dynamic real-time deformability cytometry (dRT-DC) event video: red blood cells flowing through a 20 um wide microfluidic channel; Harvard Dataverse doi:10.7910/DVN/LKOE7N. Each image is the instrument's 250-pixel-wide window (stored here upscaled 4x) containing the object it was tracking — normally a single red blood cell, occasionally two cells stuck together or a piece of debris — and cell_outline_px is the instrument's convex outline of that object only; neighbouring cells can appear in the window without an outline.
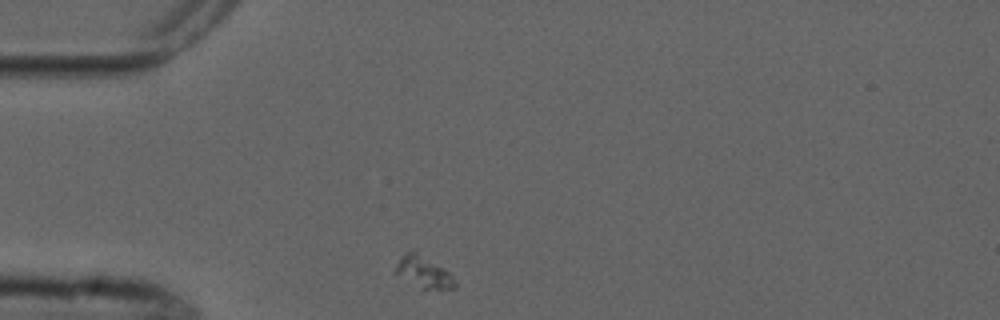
{"species": "common noctule bat (a hibernating species)", "species_latin": "Nyctalus noctula", "temperature_condition": "cold", "stored_images_in_passage": 6, "camera_frame_rate_fps": 3000, "um_per_image_px": 0.085, "animal": {"sex": "male", "forearm_length_mm": 52.5}, "frame": {"image": 1, "passage_image": 1, "time_ms": 0.0, "image_size_px": [1000, 320], "cell_outline_px": [[456, 284], [452, 288], [424, 288], [392, 272], [396, 264], [408, 252], [416, 248], [452, 272], [456, 280]], "centroid_in_image_um": [36.06, 23.04], "position_along_channel_um": 48.9, "area_um2": 11.1}}
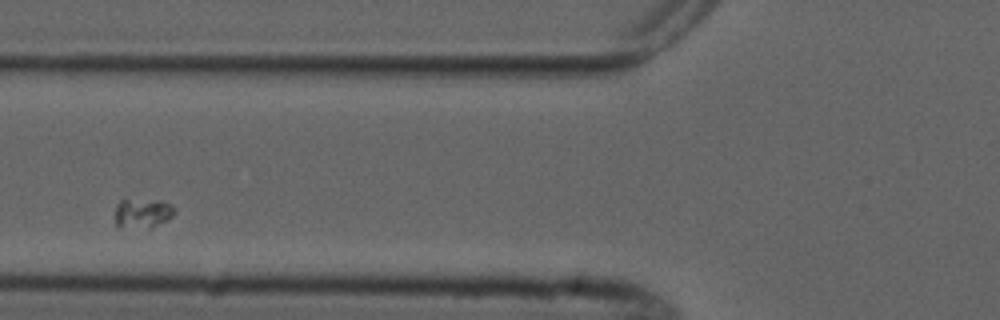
{"frame": {"image": 2, "passage_image": 3, "time_ms": 2.333, "image_size_px": [1000, 320], "cell_outline_px": [[176, 212], [168, 220], [152, 228], [116, 228], [116, 204], [120, 200], [160, 200], [172, 204], [176, 208]], "centroid_in_image_um": [12.14, 18.14], "position_along_channel_um": 113.7, "area_um2": 10.58}}
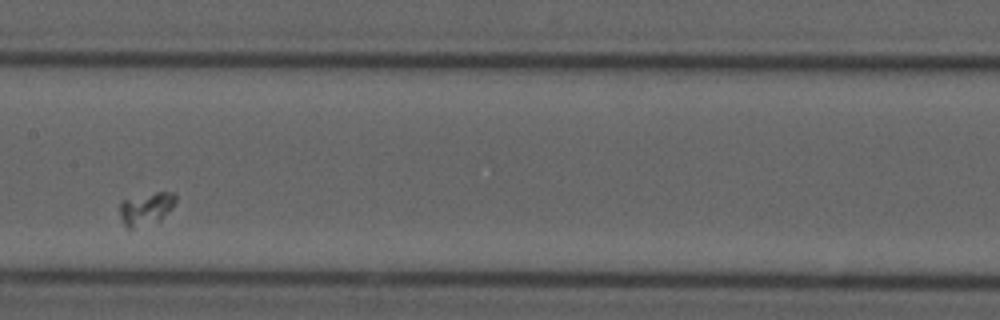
{"frame": {"image": 3, "passage_image": 5, "time_ms": 4.667, "image_size_px": [1000, 320], "cell_outline_px": [[176, 200], [172, 208], [160, 220], [132, 228], [128, 228], [124, 224], [120, 216], [120, 200], [156, 192], [176, 192]], "centroid_in_image_um": [12.43, 17.71], "position_along_channel_um": 195.0, "area_um2": 10.52}}